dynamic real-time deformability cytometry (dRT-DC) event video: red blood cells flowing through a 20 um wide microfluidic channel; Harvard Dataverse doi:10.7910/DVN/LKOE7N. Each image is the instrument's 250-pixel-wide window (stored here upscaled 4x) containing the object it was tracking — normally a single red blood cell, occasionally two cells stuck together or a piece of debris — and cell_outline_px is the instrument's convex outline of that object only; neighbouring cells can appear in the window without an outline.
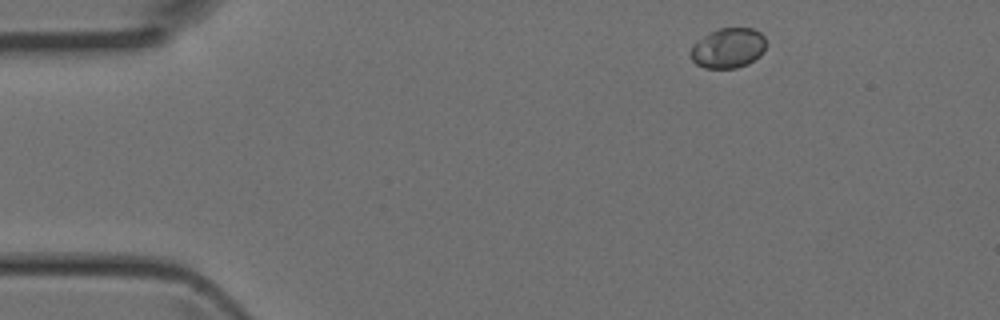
{"species": "Egyptian fruit bat (a non-hibernating species)", "species_latin": "Rousettus aegyptiacus", "temperature_condition": "room temperature", "stored_images_in_passage": 3, "camera_frame_rate_fps": 3000, "um_per_image_px": 0.085, "animal": {"sex": "female"}, "frame": {"image": 1, "passage_image": 1, "time_ms": 0.0, "image_size_px": [1000, 320], "cell_outline_px": [[764, 48], [760, 56], [748, 64], [736, 68], [704, 68], [696, 64], [692, 60], [688, 52], [692, 44], [704, 36], [720, 28], [752, 28], [760, 32], [764, 36]], "centroid_in_image_um": [61.85, 4.1], "position_along_channel_um": 23.1, "area_um2": 17.63}}